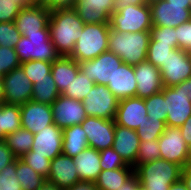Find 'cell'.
Listing matches in <instances>:
<instances>
[{
	"label": "cell",
	"mask_w": 191,
	"mask_h": 190,
	"mask_svg": "<svg viewBox=\"0 0 191 190\" xmlns=\"http://www.w3.org/2000/svg\"><path fill=\"white\" fill-rule=\"evenodd\" d=\"M84 22L75 9H64L50 12L48 26L50 39L60 56H70Z\"/></svg>",
	"instance_id": "6da1fadb"
},
{
	"label": "cell",
	"mask_w": 191,
	"mask_h": 190,
	"mask_svg": "<svg viewBox=\"0 0 191 190\" xmlns=\"http://www.w3.org/2000/svg\"><path fill=\"white\" fill-rule=\"evenodd\" d=\"M150 41V31L118 32L110 28L108 51L121 58L123 63L136 65L145 62Z\"/></svg>",
	"instance_id": "7a4b0ae2"
},
{
	"label": "cell",
	"mask_w": 191,
	"mask_h": 190,
	"mask_svg": "<svg viewBox=\"0 0 191 190\" xmlns=\"http://www.w3.org/2000/svg\"><path fill=\"white\" fill-rule=\"evenodd\" d=\"M109 32V23L84 24L70 57L84 62L108 51Z\"/></svg>",
	"instance_id": "3957f363"
},
{
	"label": "cell",
	"mask_w": 191,
	"mask_h": 190,
	"mask_svg": "<svg viewBox=\"0 0 191 190\" xmlns=\"http://www.w3.org/2000/svg\"><path fill=\"white\" fill-rule=\"evenodd\" d=\"M182 167L176 163L157 159L139 165L134 172L139 183L147 190H168L169 186L181 178Z\"/></svg>",
	"instance_id": "277c9868"
},
{
	"label": "cell",
	"mask_w": 191,
	"mask_h": 190,
	"mask_svg": "<svg viewBox=\"0 0 191 190\" xmlns=\"http://www.w3.org/2000/svg\"><path fill=\"white\" fill-rule=\"evenodd\" d=\"M14 49L20 63L30 60L53 62L60 57L50 39V29H41L40 33L23 34Z\"/></svg>",
	"instance_id": "5b68a950"
},
{
	"label": "cell",
	"mask_w": 191,
	"mask_h": 190,
	"mask_svg": "<svg viewBox=\"0 0 191 190\" xmlns=\"http://www.w3.org/2000/svg\"><path fill=\"white\" fill-rule=\"evenodd\" d=\"M189 80L162 89L166 102V126L180 127L191 116Z\"/></svg>",
	"instance_id": "8992f818"
},
{
	"label": "cell",
	"mask_w": 191,
	"mask_h": 190,
	"mask_svg": "<svg viewBox=\"0 0 191 190\" xmlns=\"http://www.w3.org/2000/svg\"><path fill=\"white\" fill-rule=\"evenodd\" d=\"M109 26L118 32H142L152 28L151 9L147 4L129 5L113 12L109 18Z\"/></svg>",
	"instance_id": "52a82bcc"
},
{
	"label": "cell",
	"mask_w": 191,
	"mask_h": 190,
	"mask_svg": "<svg viewBox=\"0 0 191 190\" xmlns=\"http://www.w3.org/2000/svg\"><path fill=\"white\" fill-rule=\"evenodd\" d=\"M119 100L106 85L94 84L82 100L87 116L114 120Z\"/></svg>",
	"instance_id": "ba28073f"
},
{
	"label": "cell",
	"mask_w": 191,
	"mask_h": 190,
	"mask_svg": "<svg viewBox=\"0 0 191 190\" xmlns=\"http://www.w3.org/2000/svg\"><path fill=\"white\" fill-rule=\"evenodd\" d=\"M158 143L160 159L176 163L182 168L191 164V148L185 143L179 127L166 126Z\"/></svg>",
	"instance_id": "9c48e42d"
},
{
	"label": "cell",
	"mask_w": 191,
	"mask_h": 190,
	"mask_svg": "<svg viewBox=\"0 0 191 190\" xmlns=\"http://www.w3.org/2000/svg\"><path fill=\"white\" fill-rule=\"evenodd\" d=\"M123 63L120 57L111 51L100 54L90 61L78 62L80 71L95 84L108 85L117 68Z\"/></svg>",
	"instance_id": "30bf717a"
},
{
	"label": "cell",
	"mask_w": 191,
	"mask_h": 190,
	"mask_svg": "<svg viewBox=\"0 0 191 190\" xmlns=\"http://www.w3.org/2000/svg\"><path fill=\"white\" fill-rule=\"evenodd\" d=\"M163 85L173 87L191 79V54L177 48L159 67Z\"/></svg>",
	"instance_id": "8fae6325"
},
{
	"label": "cell",
	"mask_w": 191,
	"mask_h": 190,
	"mask_svg": "<svg viewBox=\"0 0 191 190\" xmlns=\"http://www.w3.org/2000/svg\"><path fill=\"white\" fill-rule=\"evenodd\" d=\"M4 103L22 105L31 101L33 84L20 66L5 74L2 79Z\"/></svg>",
	"instance_id": "7c38bea8"
},
{
	"label": "cell",
	"mask_w": 191,
	"mask_h": 190,
	"mask_svg": "<svg viewBox=\"0 0 191 190\" xmlns=\"http://www.w3.org/2000/svg\"><path fill=\"white\" fill-rule=\"evenodd\" d=\"M81 126L86 132L89 147L101 151L113 146L115 120L87 116Z\"/></svg>",
	"instance_id": "4fadbf2b"
},
{
	"label": "cell",
	"mask_w": 191,
	"mask_h": 190,
	"mask_svg": "<svg viewBox=\"0 0 191 190\" xmlns=\"http://www.w3.org/2000/svg\"><path fill=\"white\" fill-rule=\"evenodd\" d=\"M53 121L64 129L81 124L87 117L82 101L60 95L52 104Z\"/></svg>",
	"instance_id": "5bb4252c"
},
{
	"label": "cell",
	"mask_w": 191,
	"mask_h": 190,
	"mask_svg": "<svg viewBox=\"0 0 191 190\" xmlns=\"http://www.w3.org/2000/svg\"><path fill=\"white\" fill-rule=\"evenodd\" d=\"M62 144L63 129L56 124H51L34 134L30 151L33 152V156H45V158L53 160L62 154Z\"/></svg>",
	"instance_id": "9a60e30c"
},
{
	"label": "cell",
	"mask_w": 191,
	"mask_h": 190,
	"mask_svg": "<svg viewBox=\"0 0 191 190\" xmlns=\"http://www.w3.org/2000/svg\"><path fill=\"white\" fill-rule=\"evenodd\" d=\"M152 26L176 28L191 20V9L185 5L171 4L166 0L150 6Z\"/></svg>",
	"instance_id": "2e32d148"
},
{
	"label": "cell",
	"mask_w": 191,
	"mask_h": 190,
	"mask_svg": "<svg viewBox=\"0 0 191 190\" xmlns=\"http://www.w3.org/2000/svg\"><path fill=\"white\" fill-rule=\"evenodd\" d=\"M20 110L22 128L29 130L33 134L43 130L46 126L54 124L51 105L31 100L20 105Z\"/></svg>",
	"instance_id": "e0dca14e"
},
{
	"label": "cell",
	"mask_w": 191,
	"mask_h": 190,
	"mask_svg": "<svg viewBox=\"0 0 191 190\" xmlns=\"http://www.w3.org/2000/svg\"><path fill=\"white\" fill-rule=\"evenodd\" d=\"M136 79V97L146 99L164 88L159 68L147 61L133 66Z\"/></svg>",
	"instance_id": "ac0fdd59"
},
{
	"label": "cell",
	"mask_w": 191,
	"mask_h": 190,
	"mask_svg": "<svg viewBox=\"0 0 191 190\" xmlns=\"http://www.w3.org/2000/svg\"><path fill=\"white\" fill-rule=\"evenodd\" d=\"M115 124L136 130L145 120H148L145 99L130 97L119 100Z\"/></svg>",
	"instance_id": "d6986e66"
},
{
	"label": "cell",
	"mask_w": 191,
	"mask_h": 190,
	"mask_svg": "<svg viewBox=\"0 0 191 190\" xmlns=\"http://www.w3.org/2000/svg\"><path fill=\"white\" fill-rule=\"evenodd\" d=\"M50 11L42 5H26L15 18V25L21 35L40 33L41 29H49Z\"/></svg>",
	"instance_id": "ffe728a7"
},
{
	"label": "cell",
	"mask_w": 191,
	"mask_h": 190,
	"mask_svg": "<svg viewBox=\"0 0 191 190\" xmlns=\"http://www.w3.org/2000/svg\"><path fill=\"white\" fill-rule=\"evenodd\" d=\"M48 181L56 184L61 190L71 188L80 181L74 159L64 154L51 160Z\"/></svg>",
	"instance_id": "44dd1931"
},
{
	"label": "cell",
	"mask_w": 191,
	"mask_h": 190,
	"mask_svg": "<svg viewBox=\"0 0 191 190\" xmlns=\"http://www.w3.org/2000/svg\"><path fill=\"white\" fill-rule=\"evenodd\" d=\"M139 144L140 139L136 130L115 124L112 148L121 156L127 165L133 166L134 170Z\"/></svg>",
	"instance_id": "7402d4cb"
},
{
	"label": "cell",
	"mask_w": 191,
	"mask_h": 190,
	"mask_svg": "<svg viewBox=\"0 0 191 190\" xmlns=\"http://www.w3.org/2000/svg\"><path fill=\"white\" fill-rule=\"evenodd\" d=\"M114 0H77L75 10L84 24L109 23Z\"/></svg>",
	"instance_id": "603a6c76"
},
{
	"label": "cell",
	"mask_w": 191,
	"mask_h": 190,
	"mask_svg": "<svg viewBox=\"0 0 191 190\" xmlns=\"http://www.w3.org/2000/svg\"><path fill=\"white\" fill-rule=\"evenodd\" d=\"M136 79L133 65L122 63L116 70L112 81L108 82V89L118 100L136 97Z\"/></svg>",
	"instance_id": "cb8c5ba5"
},
{
	"label": "cell",
	"mask_w": 191,
	"mask_h": 190,
	"mask_svg": "<svg viewBox=\"0 0 191 190\" xmlns=\"http://www.w3.org/2000/svg\"><path fill=\"white\" fill-rule=\"evenodd\" d=\"M74 159L80 181L95 182L102 171L100 166V152L92 147H87Z\"/></svg>",
	"instance_id": "d4e9b609"
},
{
	"label": "cell",
	"mask_w": 191,
	"mask_h": 190,
	"mask_svg": "<svg viewBox=\"0 0 191 190\" xmlns=\"http://www.w3.org/2000/svg\"><path fill=\"white\" fill-rule=\"evenodd\" d=\"M79 70L78 62L70 56H60L52 62L51 74L60 94L70 85Z\"/></svg>",
	"instance_id": "484cf974"
},
{
	"label": "cell",
	"mask_w": 191,
	"mask_h": 190,
	"mask_svg": "<svg viewBox=\"0 0 191 190\" xmlns=\"http://www.w3.org/2000/svg\"><path fill=\"white\" fill-rule=\"evenodd\" d=\"M87 147L88 139L81 124L63 129L62 154L74 158Z\"/></svg>",
	"instance_id": "4316f807"
},
{
	"label": "cell",
	"mask_w": 191,
	"mask_h": 190,
	"mask_svg": "<svg viewBox=\"0 0 191 190\" xmlns=\"http://www.w3.org/2000/svg\"><path fill=\"white\" fill-rule=\"evenodd\" d=\"M134 173V167L102 170L94 182L97 190H118L122 184Z\"/></svg>",
	"instance_id": "83f0119b"
},
{
	"label": "cell",
	"mask_w": 191,
	"mask_h": 190,
	"mask_svg": "<svg viewBox=\"0 0 191 190\" xmlns=\"http://www.w3.org/2000/svg\"><path fill=\"white\" fill-rule=\"evenodd\" d=\"M22 128L20 105L0 104V141L5 136Z\"/></svg>",
	"instance_id": "f1b7e54d"
},
{
	"label": "cell",
	"mask_w": 191,
	"mask_h": 190,
	"mask_svg": "<svg viewBox=\"0 0 191 190\" xmlns=\"http://www.w3.org/2000/svg\"><path fill=\"white\" fill-rule=\"evenodd\" d=\"M34 134L29 130L20 128L5 136L3 142L12 151L16 158H21L31 150Z\"/></svg>",
	"instance_id": "f546056e"
},
{
	"label": "cell",
	"mask_w": 191,
	"mask_h": 190,
	"mask_svg": "<svg viewBox=\"0 0 191 190\" xmlns=\"http://www.w3.org/2000/svg\"><path fill=\"white\" fill-rule=\"evenodd\" d=\"M60 95L52 74H48V78H42L33 84L31 100L37 103L51 105Z\"/></svg>",
	"instance_id": "4dcf8cb0"
},
{
	"label": "cell",
	"mask_w": 191,
	"mask_h": 190,
	"mask_svg": "<svg viewBox=\"0 0 191 190\" xmlns=\"http://www.w3.org/2000/svg\"><path fill=\"white\" fill-rule=\"evenodd\" d=\"M16 176L22 190H37L46 180L20 158H16Z\"/></svg>",
	"instance_id": "1f68e13d"
},
{
	"label": "cell",
	"mask_w": 191,
	"mask_h": 190,
	"mask_svg": "<svg viewBox=\"0 0 191 190\" xmlns=\"http://www.w3.org/2000/svg\"><path fill=\"white\" fill-rule=\"evenodd\" d=\"M94 84L95 83L93 81H90L89 78L79 70L77 75L74 77L70 85L67 86L62 95L76 99L78 101H82L90 92Z\"/></svg>",
	"instance_id": "d6a6232c"
},
{
	"label": "cell",
	"mask_w": 191,
	"mask_h": 190,
	"mask_svg": "<svg viewBox=\"0 0 191 190\" xmlns=\"http://www.w3.org/2000/svg\"><path fill=\"white\" fill-rule=\"evenodd\" d=\"M166 123L159 119L148 118L136 129L140 141L157 140L165 132Z\"/></svg>",
	"instance_id": "836d02e7"
},
{
	"label": "cell",
	"mask_w": 191,
	"mask_h": 190,
	"mask_svg": "<svg viewBox=\"0 0 191 190\" xmlns=\"http://www.w3.org/2000/svg\"><path fill=\"white\" fill-rule=\"evenodd\" d=\"M20 66L23 68L31 83L35 84L37 80L48 78V74H51L52 62L30 60L21 63Z\"/></svg>",
	"instance_id": "e575fe53"
},
{
	"label": "cell",
	"mask_w": 191,
	"mask_h": 190,
	"mask_svg": "<svg viewBox=\"0 0 191 190\" xmlns=\"http://www.w3.org/2000/svg\"><path fill=\"white\" fill-rule=\"evenodd\" d=\"M145 108L147 109L148 118L159 119L166 123V102L162 91L146 98Z\"/></svg>",
	"instance_id": "d590c367"
},
{
	"label": "cell",
	"mask_w": 191,
	"mask_h": 190,
	"mask_svg": "<svg viewBox=\"0 0 191 190\" xmlns=\"http://www.w3.org/2000/svg\"><path fill=\"white\" fill-rule=\"evenodd\" d=\"M174 48L170 44L159 43V41H149L146 61L159 68L165 63Z\"/></svg>",
	"instance_id": "8d00e7d4"
},
{
	"label": "cell",
	"mask_w": 191,
	"mask_h": 190,
	"mask_svg": "<svg viewBox=\"0 0 191 190\" xmlns=\"http://www.w3.org/2000/svg\"><path fill=\"white\" fill-rule=\"evenodd\" d=\"M160 159V149L157 140L140 141L135 169L144 163Z\"/></svg>",
	"instance_id": "74e56055"
},
{
	"label": "cell",
	"mask_w": 191,
	"mask_h": 190,
	"mask_svg": "<svg viewBox=\"0 0 191 190\" xmlns=\"http://www.w3.org/2000/svg\"><path fill=\"white\" fill-rule=\"evenodd\" d=\"M21 36L14 22H0V46L14 48Z\"/></svg>",
	"instance_id": "f35d334b"
},
{
	"label": "cell",
	"mask_w": 191,
	"mask_h": 190,
	"mask_svg": "<svg viewBox=\"0 0 191 190\" xmlns=\"http://www.w3.org/2000/svg\"><path fill=\"white\" fill-rule=\"evenodd\" d=\"M20 159L29 165L39 175L45 179L48 178L51 166L50 159L45 158V156H33V152L31 151L24 154Z\"/></svg>",
	"instance_id": "ab89813d"
},
{
	"label": "cell",
	"mask_w": 191,
	"mask_h": 190,
	"mask_svg": "<svg viewBox=\"0 0 191 190\" xmlns=\"http://www.w3.org/2000/svg\"><path fill=\"white\" fill-rule=\"evenodd\" d=\"M150 41H159V43L170 44L174 49L178 48L176 38V28L152 26L150 30Z\"/></svg>",
	"instance_id": "60d3db41"
},
{
	"label": "cell",
	"mask_w": 191,
	"mask_h": 190,
	"mask_svg": "<svg viewBox=\"0 0 191 190\" xmlns=\"http://www.w3.org/2000/svg\"><path fill=\"white\" fill-rule=\"evenodd\" d=\"M99 152L102 170H115L117 168H126L129 166L112 147L103 149Z\"/></svg>",
	"instance_id": "b9f144b4"
},
{
	"label": "cell",
	"mask_w": 191,
	"mask_h": 190,
	"mask_svg": "<svg viewBox=\"0 0 191 190\" xmlns=\"http://www.w3.org/2000/svg\"><path fill=\"white\" fill-rule=\"evenodd\" d=\"M24 6V0H0V22H14Z\"/></svg>",
	"instance_id": "7bdbcfd3"
},
{
	"label": "cell",
	"mask_w": 191,
	"mask_h": 190,
	"mask_svg": "<svg viewBox=\"0 0 191 190\" xmlns=\"http://www.w3.org/2000/svg\"><path fill=\"white\" fill-rule=\"evenodd\" d=\"M20 65L21 63L14 48L0 46V73L3 76L20 67Z\"/></svg>",
	"instance_id": "ee69618b"
},
{
	"label": "cell",
	"mask_w": 191,
	"mask_h": 190,
	"mask_svg": "<svg viewBox=\"0 0 191 190\" xmlns=\"http://www.w3.org/2000/svg\"><path fill=\"white\" fill-rule=\"evenodd\" d=\"M0 190H22L16 176V159L0 171Z\"/></svg>",
	"instance_id": "f6af8a7d"
},
{
	"label": "cell",
	"mask_w": 191,
	"mask_h": 190,
	"mask_svg": "<svg viewBox=\"0 0 191 190\" xmlns=\"http://www.w3.org/2000/svg\"><path fill=\"white\" fill-rule=\"evenodd\" d=\"M178 48L191 54V20L176 27Z\"/></svg>",
	"instance_id": "bcb514c9"
},
{
	"label": "cell",
	"mask_w": 191,
	"mask_h": 190,
	"mask_svg": "<svg viewBox=\"0 0 191 190\" xmlns=\"http://www.w3.org/2000/svg\"><path fill=\"white\" fill-rule=\"evenodd\" d=\"M77 0H44V6L50 12L64 9H74Z\"/></svg>",
	"instance_id": "7dc6e473"
},
{
	"label": "cell",
	"mask_w": 191,
	"mask_h": 190,
	"mask_svg": "<svg viewBox=\"0 0 191 190\" xmlns=\"http://www.w3.org/2000/svg\"><path fill=\"white\" fill-rule=\"evenodd\" d=\"M15 159L16 157L13 155L12 151L3 141H0V171L13 163Z\"/></svg>",
	"instance_id": "c3c4849f"
},
{
	"label": "cell",
	"mask_w": 191,
	"mask_h": 190,
	"mask_svg": "<svg viewBox=\"0 0 191 190\" xmlns=\"http://www.w3.org/2000/svg\"><path fill=\"white\" fill-rule=\"evenodd\" d=\"M145 0H114L113 12L126 8L129 5H143Z\"/></svg>",
	"instance_id": "681fc988"
},
{
	"label": "cell",
	"mask_w": 191,
	"mask_h": 190,
	"mask_svg": "<svg viewBox=\"0 0 191 190\" xmlns=\"http://www.w3.org/2000/svg\"><path fill=\"white\" fill-rule=\"evenodd\" d=\"M179 128L185 143L191 148V116Z\"/></svg>",
	"instance_id": "f907efd6"
},
{
	"label": "cell",
	"mask_w": 191,
	"mask_h": 190,
	"mask_svg": "<svg viewBox=\"0 0 191 190\" xmlns=\"http://www.w3.org/2000/svg\"><path fill=\"white\" fill-rule=\"evenodd\" d=\"M140 185L137 174L134 172L118 190H136Z\"/></svg>",
	"instance_id": "816d5d0a"
},
{
	"label": "cell",
	"mask_w": 191,
	"mask_h": 190,
	"mask_svg": "<svg viewBox=\"0 0 191 190\" xmlns=\"http://www.w3.org/2000/svg\"><path fill=\"white\" fill-rule=\"evenodd\" d=\"M181 179L186 185V188L188 190H191V164L186 165L184 168H182Z\"/></svg>",
	"instance_id": "f5cc1de1"
},
{
	"label": "cell",
	"mask_w": 191,
	"mask_h": 190,
	"mask_svg": "<svg viewBox=\"0 0 191 190\" xmlns=\"http://www.w3.org/2000/svg\"><path fill=\"white\" fill-rule=\"evenodd\" d=\"M65 190H97V188L95 187L94 182L81 181L73 185L71 188Z\"/></svg>",
	"instance_id": "db71d44e"
},
{
	"label": "cell",
	"mask_w": 191,
	"mask_h": 190,
	"mask_svg": "<svg viewBox=\"0 0 191 190\" xmlns=\"http://www.w3.org/2000/svg\"><path fill=\"white\" fill-rule=\"evenodd\" d=\"M37 190H61V189L56 184H53L52 182L46 179Z\"/></svg>",
	"instance_id": "11a10c76"
},
{
	"label": "cell",
	"mask_w": 191,
	"mask_h": 190,
	"mask_svg": "<svg viewBox=\"0 0 191 190\" xmlns=\"http://www.w3.org/2000/svg\"><path fill=\"white\" fill-rule=\"evenodd\" d=\"M168 190H188V189L186 188V185L180 178L178 181L171 184Z\"/></svg>",
	"instance_id": "9f6ffc18"
},
{
	"label": "cell",
	"mask_w": 191,
	"mask_h": 190,
	"mask_svg": "<svg viewBox=\"0 0 191 190\" xmlns=\"http://www.w3.org/2000/svg\"><path fill=\"white\" fill-rule=\"evenodd\" d=\"M171 4L185 5V8L191 9V0H166Z\"/></svg>",
	"instance_id": "6f0895ef"
},
{
	"label": "cell",
	"mask_w": 191,
	"mask_h": 190,
	"mask_svg": "<svg viewBox=\"0 0 191 190\" xmlns=\"http://www.w3.org/2000/svg\"><path fill=\"white\" fill-rule=\"evenodd\" d=\"M26 5H42L44 0H24Z\"/></svg>",
	"instance_id": "680465c9"
},
{
	"label": "cell",
	"mask_w": 191,
	"mask_h": 190,
	"mask_svg": "<svg viewBox=\"0 0 191 190\" xmlns=\"http://www.w3.org/2000/svg\"><path fill=\"white\" fill-rule=\"evenodd\" d=\"M4 103L3 84L0 82V104Z\"/></svg>",
	"instance_id": "91938a15"
},
{
	"label": "cell",
	"mask_w": 191,
	"mask_h": 190,
	"mask_svg": "<svg viewBox=\"0 0 191 190\" xmlns=\"http://www.w3.org/2000/svg\"><path fill=\"white\" fill-rule=\"evenodd\" d=\"M145 1H146V4H147L148 6H151V5H153V4L159 3V2L162 1V0H145Z\"/></svg>",
	"instance_id": "94428289"
},
{
	"label": "cell",
	"mask_w": 191,
	"mask_h": 190,
	"mask_svg": "<svg viewBox=\"0 0 191 190\" xmlns=\"http://www.w3.org/2000/svg\"><path fill=\"white\" fill-rule=\"evenodd\" d=\"M136 190H147V189L140 184V185L136 188Z\"/></svg>",
	"instance_id": "6125c7cd"
},
{
	"label": "cell",
	"mask_w": 191,
	"mask_h": 190,
	"mask_svg": "<svg viewBox=\"0 0 191 190\" xmlns=\"http://www.w3.org/2000/svg\"><path fill=\"white\" fill-rule=\"evenodd\" d=\"M3 75L0 73V82H2Z\"/></svg>",
	"instance_id": "be15d7a7"
},
{
	"label": "cell",
	"mask_w": 191,
	"mask_h": 190,
	"mask_svg": "<svg viewBox=\"0 0 191 190\" xmlns=\"http://www.w3.org/2000/svg\"><path fill=\"white\" fill-rule=\"evenodd\" d=\"M189 87H191V79H189ZM190 96H191V91H190Z\"/></svg>",
	"instance_id": "e7e4bbea"
}]
</instances>
